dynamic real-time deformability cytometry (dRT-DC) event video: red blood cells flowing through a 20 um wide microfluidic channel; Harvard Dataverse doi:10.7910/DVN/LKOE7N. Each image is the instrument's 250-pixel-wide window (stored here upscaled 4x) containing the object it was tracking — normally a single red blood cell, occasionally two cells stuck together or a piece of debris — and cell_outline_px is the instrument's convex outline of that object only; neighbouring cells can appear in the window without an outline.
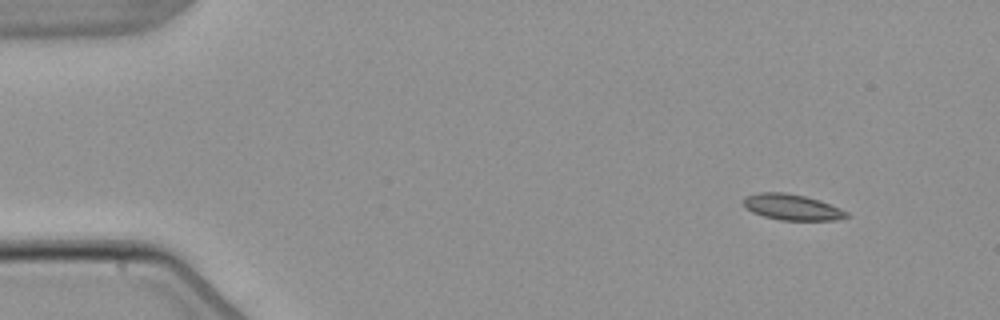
{"species": "common noctule bat (a hibernating species)", "species_latin": "Nyctalus noctula", "temperature_condition": "warm", "stored_images_in_passage": 5, "camera_frame_rate_fps": 3000, "um_per_image_px": 0.085, "animal": {"sex": "male", "body_mass_g": 21.5, "forearm_length_mm": 52.0}, "frame": {"image": 1, "passage_image": 1, "time_ms": 0.0, "image_size_px": [1000, 320], "cell_outline_px": [[852, 216], [836, 220], [780, 220], [764, 216], [752, 212], [744, 208], [744, 196], [760, 192], [784, 192], [804, 196], [820, 200], [840, 208], [848, 212]], "centroid_in_image_um": [67.33, 17.61], "position_along_channel_um": 17.7, "area_um2": 15.66}}
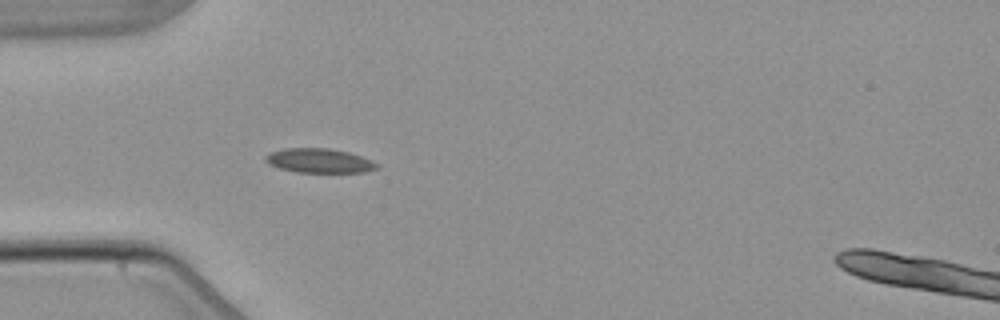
{"frame": {"image": 2, "passage_image": 4, "time_ms": 3.667, "image_size_px": [1000, 320], "cell_outline_px": [[380, 168], [364, 172], [296, 172], [280, 168], [268, 164], [264, 160], [264, 156], [268, 152], [284, 148], [328, 148], [348, 152], [372, 160], [380, 164]], "centroid_in_image_um": [27.12, 13.65], "position_along_channel_um": 57.9, "area_um2": 15.95}}